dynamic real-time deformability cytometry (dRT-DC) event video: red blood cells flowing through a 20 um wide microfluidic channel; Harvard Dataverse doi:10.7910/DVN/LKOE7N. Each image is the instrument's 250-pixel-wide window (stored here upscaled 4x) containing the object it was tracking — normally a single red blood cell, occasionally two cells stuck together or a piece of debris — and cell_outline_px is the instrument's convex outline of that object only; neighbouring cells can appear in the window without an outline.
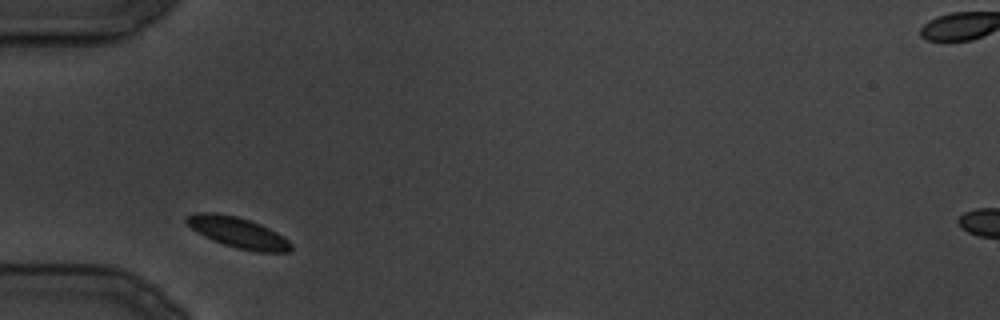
{"species": "common noctule bat (a hibernating species)", "species_latin": "Nyctalus noctula", "temperature_condition": "cold", "stored_images_in_passage": 4, "camera_frame_rate_fps": 3000, "um_per_image_px": 0.085, "animal": {"sex": "male", "body_mass_g": 19.5, "forearm_length_mm": 54.6}, "frame": {"image": 1, "passage_image": 1, "time_ms": 0.0, "image_size_px": [1000, 320], "cell_outline_px": [[292, 252], [256, 252], [236, 248], [224, 244], [204, 236], [192, 228], [184, 220], [184, 216], [196, 212], [216, 212], [236, 216], [260, 224], [276, 232], [288, 240], [292, 244]], "centroid_in_image_um": [20.22, 19.76], "position_along_channel_um": 64.8, "area_um2": 18.67}}